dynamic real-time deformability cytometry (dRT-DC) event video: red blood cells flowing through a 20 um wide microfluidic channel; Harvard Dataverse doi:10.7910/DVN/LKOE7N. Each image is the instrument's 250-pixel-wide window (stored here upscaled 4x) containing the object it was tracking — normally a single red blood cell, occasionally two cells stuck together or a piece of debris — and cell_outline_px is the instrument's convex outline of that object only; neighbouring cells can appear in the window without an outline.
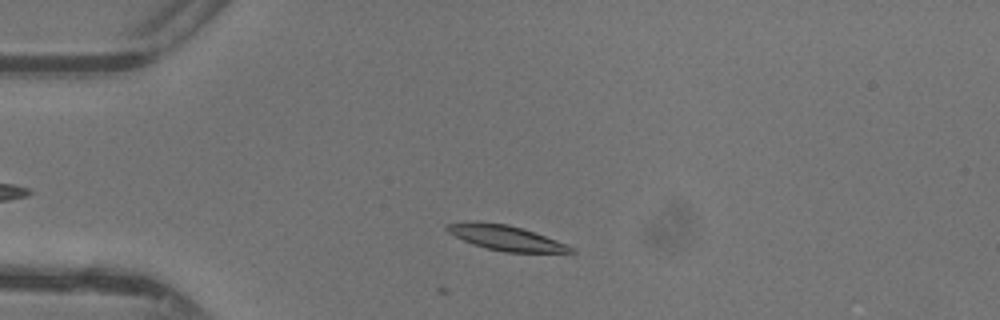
{"species": "common noctule bat (a hibernating species)", "species_latin": "Nyctalus noctula", "temperature_condition": "warm", "stored_images_in_passage": 34, "camera_frame_rate_fps": 3000, "um_per_image_px": 0.085, "animal": {"sex": "female"}, "frame": {"image": 1, "passage_image": 7, "time_ms": 2.0, "image_size_px": [1000, 320], "cell_outline_px": [[576, 252], [504, 252], [472, 244], [448, 232], [444, 228], [444, 224], [476, 220], [508, 224], [568, 244]], "centroid_in_image_um": [42.92, 20.19], "position_along_channel_um": 42.1, "area_um2": 17.92}}
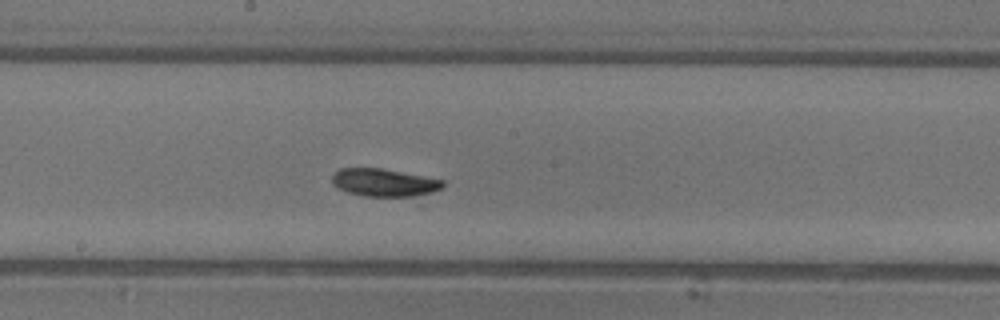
{"frame": {"image": 2, "passage_image": 21, "time_ms": 6.667, "image_size_px": [1000, 320], "cell_outline_px": [[444, 184], [440, 188], [432, 192], [412, 196], [364, 196], [348, 192], [336, 188], [332, 184], [332, 176], [340, 168], [380, 168], [444, 180]], "centroid_in_image_um": [32.6, 15.51], "position_along_channel_um": 215.6, "area_um2": 17.69}}
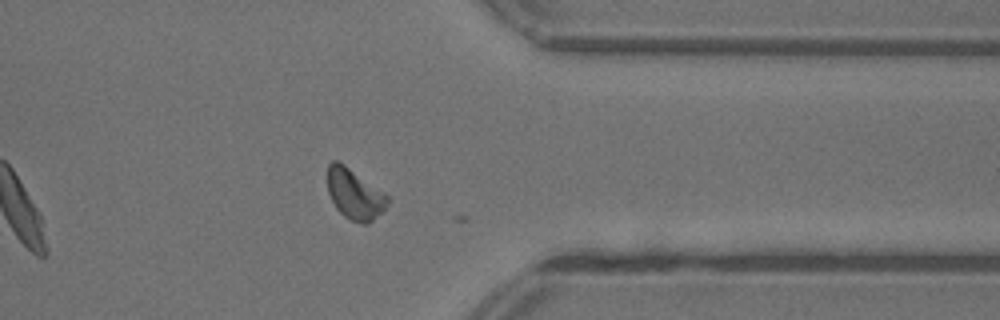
{"frame": {"image": 3, "passage_image": 33, "time_ms": 10.667, "image_size_px": [1000, 320], "cell_outline_px": [[388, 204], [368, 224], [360, 224], [344, 216], [336, 208], [328, 192], [328, 164], [332, 160], [336, 160], [344, 164], [384, 192], [388, 196]], "centroid_in_image_um": [30.13, 16.49], "position_along_channel_um": 381.3, "area_um2": 17.4}}